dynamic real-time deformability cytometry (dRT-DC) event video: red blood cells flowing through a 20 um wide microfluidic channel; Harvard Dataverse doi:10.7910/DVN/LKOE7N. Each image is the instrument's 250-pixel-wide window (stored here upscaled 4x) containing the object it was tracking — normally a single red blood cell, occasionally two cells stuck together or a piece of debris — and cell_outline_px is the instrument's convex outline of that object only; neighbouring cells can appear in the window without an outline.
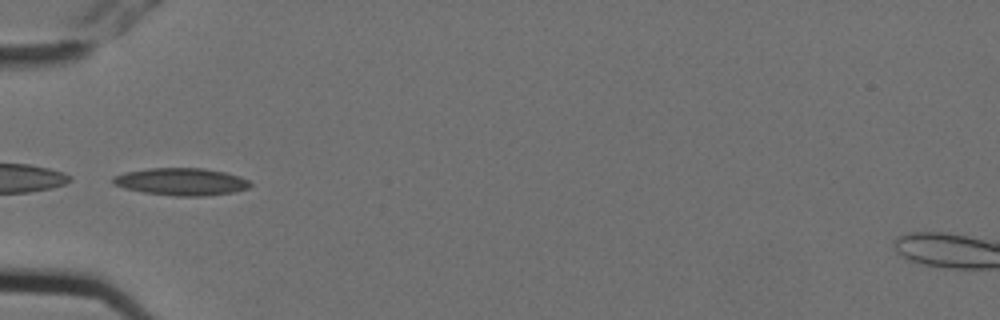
{"species": "Egyptian fruit bat (a non-hibernating species)", "species_latin": "Rousettus aegyptiacus", "temperature_condition": "cold", "stored_images_in_passage": 7, "camera_frame_rate_fps": 3000, "um_per_image_px": 0.085, "animal": {"sex": "female"}, "frame": {"image": 1, "passage_image": 6, "time_ms": 1.667, "image_size_px": [1000, 320], "cell_outline_px": [[252, 184], [248, 188], [232, 192], [204, 196], [176, 196], [144, 192], [124, 188], [112, 184], [112, 176], [124, 172], [148, 168], [204, 168], [224, 172], [240, 176], [248, 180]], "centroid_in_image_um": [15.38, 15.43], "position_along_channel_um": 69.6, "area_um2": 21.91}}
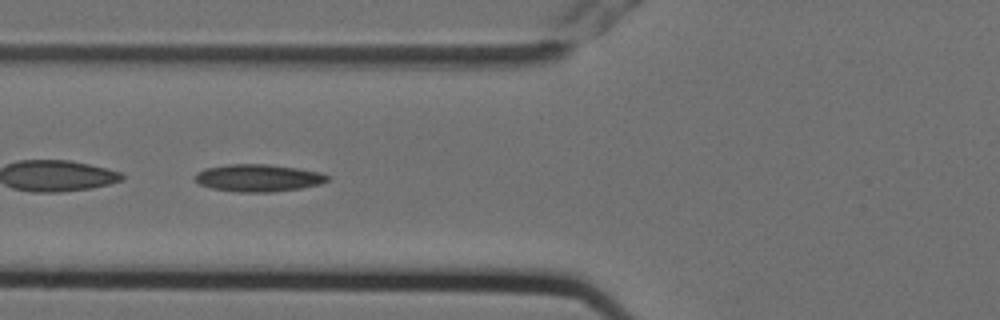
{"frame": {"image": 2, "passage_image": 7, "time_ms": 2.0, "image_size_px": [1000, 320], "cell_outline_px": [[332, 176], [328, 180], [320, 184], [300, 188], [272, 192], [236, 192], [212, 188], [200, 184], [196, 180], [196, 172], [204, 168], [228, 164], [268, 164], [300, 168], [320, 172]], "centroid_in_image_um": [21.98, 15.11], "position_along_channel_um": 103.8, "area_um2": 21.21}}